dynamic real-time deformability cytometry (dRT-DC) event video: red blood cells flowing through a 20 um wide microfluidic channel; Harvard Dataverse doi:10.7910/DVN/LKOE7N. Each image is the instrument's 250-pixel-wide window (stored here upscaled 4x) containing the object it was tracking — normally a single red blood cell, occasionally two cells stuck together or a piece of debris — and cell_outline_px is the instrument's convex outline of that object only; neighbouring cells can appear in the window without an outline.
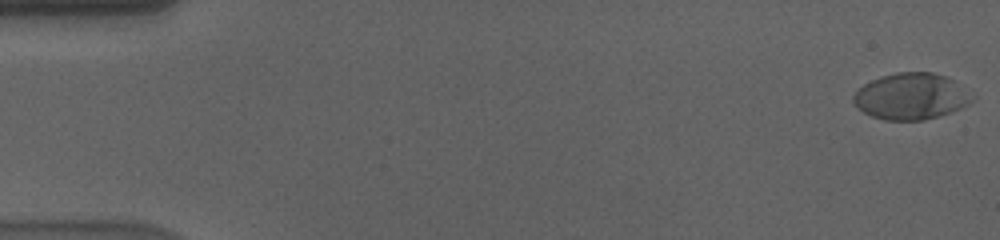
{"species": "human", "species_latin": "Homo sapiens", "temperature_condition": "cold", "stored_images_in_passage": 57, "camera_frame_rate_fps": 3000, "um_per_image_px": 0.085, "donor": {"sex": "male"}, "frame": {"image": 1, "passage_image": 1, "time_ms": 0.0, "image_size_px": [1000, 240], "cell_outline_px": [[976, 96], [968, 104], [960, 108], [940, 116], [924, 120], [884, 120], [872, 116], [864, 112], [852, 100], [852, 96], [864, 84], [880, 76], [896, 72], [932, 72], [944, 76], [952, 80]], "centroid_in_image_um": [77.45, 8.19], "position_along_channel_um": 7.6, "area_um2": 31.91}}
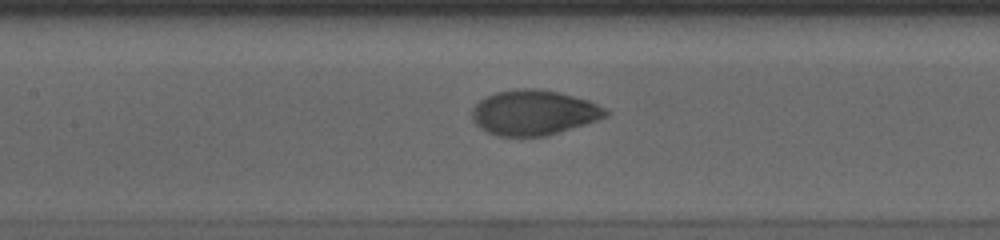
{"frame": {"image": 2, "passage_image": 27, "time_ms": 8.667, "image_size_px": [1000, 240], "cell_outline_px": [[608, 116], [548, 136], [496, 136], [480, 128], [472, 120], [472, 108], [484, 96], [496, 92], [516, 88], [536, 88], [560, 92], [588, 100], [604, 108], [608, 112]], "centroid_in_image_um": [45.33, 9.56], "position_along_channel_um": 162.1, "area_um2": 35.2}}
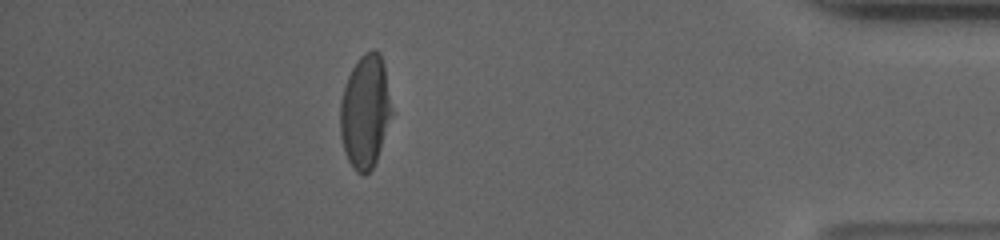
{"frame": {"image": 3, "passage_image": 51, "time_ms": 16.667, "image_size_px": [1000, 240], "cell_outline_px": [[392, 112], [376, 160], [372, 168], [364, 176], [356, 172], [348, 160], [344, 152], [340, 136], [340, 100], [348, 76], [356, 60], [364, 52], [372, 48], [376, 48], [380, 52], [384, 64]], "centroid_in_image_um": [31.02, 9.45], "position_along_channel_um": 404.2, "area_um2": 33.99}, "authors_computed_cell_mechanics": {"area_um2": 34.5644, "velocity_mm_per_s": 3.5778, "shape_relaxation_time_tau1_ms": 3.9294, "shape_relaxation_time_tau2_ms": 0.8741, "deformation_change_tau1": 0.1871, "deformation_change_tau2": 0.0405}}